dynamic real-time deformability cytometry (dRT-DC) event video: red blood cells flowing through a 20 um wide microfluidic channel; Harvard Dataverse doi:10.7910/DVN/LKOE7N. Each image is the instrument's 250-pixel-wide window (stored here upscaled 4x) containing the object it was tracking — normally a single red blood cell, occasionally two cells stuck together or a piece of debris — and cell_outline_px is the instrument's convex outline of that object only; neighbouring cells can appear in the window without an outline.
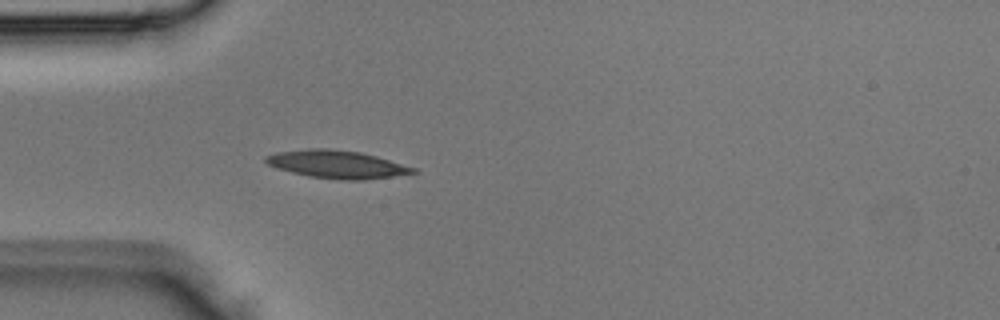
{"species": "Egyptian fruit bat (a non-hibernating species)", "species_latin": "Rousettus aegyptiacus", "temperature_condition": "room temperature", "stored_images_in_passage": 3, "camera_frame_rate_fps": 3000, "um_per_image_px": 0.085, "animal": {"sex": "male"}, "frame": {"image": 1, "passage_image": 3, "time_ms": 0.667, "image_size_px": [1000, 320], "cell_outline_px": [[420, 172], [364, 180], [344, 180], [308, 176], [276, 168], [268, 164], [264, 160], [264, 156], [276, 152], [308, 148], [324, 148], [360, 152], [376, 156], [416, 168]], "centroid_in_image_um": [28.62, 13.96], "position_along_channel_um": 56.4, "area_um2": 23.87}}